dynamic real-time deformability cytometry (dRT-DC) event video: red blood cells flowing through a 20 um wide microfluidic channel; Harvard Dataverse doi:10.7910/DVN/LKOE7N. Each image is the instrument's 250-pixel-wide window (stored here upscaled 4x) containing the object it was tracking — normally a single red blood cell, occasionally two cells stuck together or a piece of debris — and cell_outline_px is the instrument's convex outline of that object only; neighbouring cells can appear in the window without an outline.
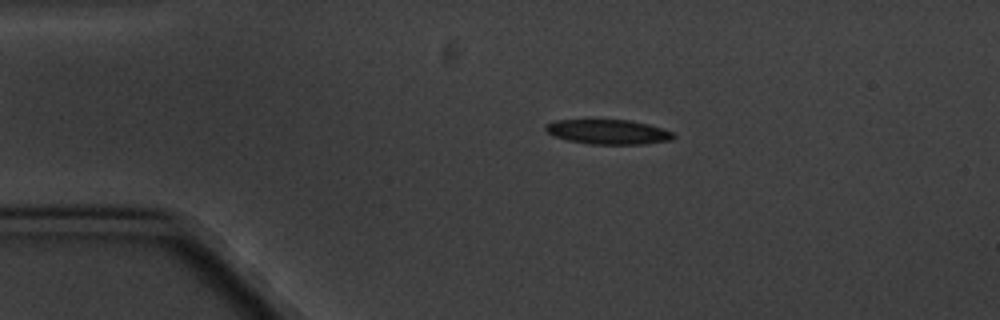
{"species": "common noctule bat (a hibernating species)", "species_latin": "Nyctalus noctula", "temperature_condition": "cold", "stored_images_in_passage": 8, "camera_frame_rate_fps": 3000, "um_per_image_px": 0.085, "animal": {"sex": "male", "body_mass_g": 20.1, "forearm_length_mm": 53.5}, "frame": {"image": 1, "passage_image": 3, "time_ms": 2.333, "image_size_px": [1000, 320], "cell_outline_px": [[676, 136], [672, 140], [644, 144], [592, 144], [568, 140], [552, 136], [544, 128], [548, 124], [556, 120], [628, 120], [648, 124], [672, 132]], "centroid_in_image_um": [51.7, 11.21], "position_along_channel_um": 33.3, "area_um2": 18.21}}
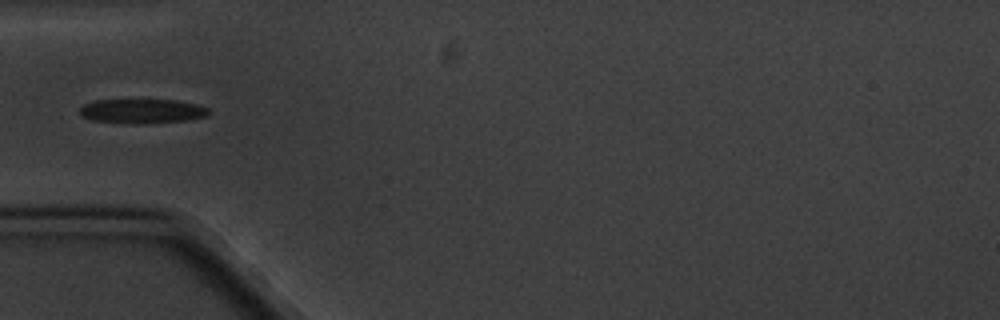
{"frame": {"image": 2, "passage_image": 5, "time_ms": 4.667, "image_size_px": [1000, 320], "cell_outline_px": [[212, 112], [208, 116], [184, 120], [144, 124], [132, 124], [92, 120], [80, 116], [80, 108], [84, 104], [96, 100], [176, 100], [196, 104], [208, 108]], "centroid_in_image_um": [12.09, 9.45], "position_along_channel_um": 72.9, "area_um2": 18.44}}